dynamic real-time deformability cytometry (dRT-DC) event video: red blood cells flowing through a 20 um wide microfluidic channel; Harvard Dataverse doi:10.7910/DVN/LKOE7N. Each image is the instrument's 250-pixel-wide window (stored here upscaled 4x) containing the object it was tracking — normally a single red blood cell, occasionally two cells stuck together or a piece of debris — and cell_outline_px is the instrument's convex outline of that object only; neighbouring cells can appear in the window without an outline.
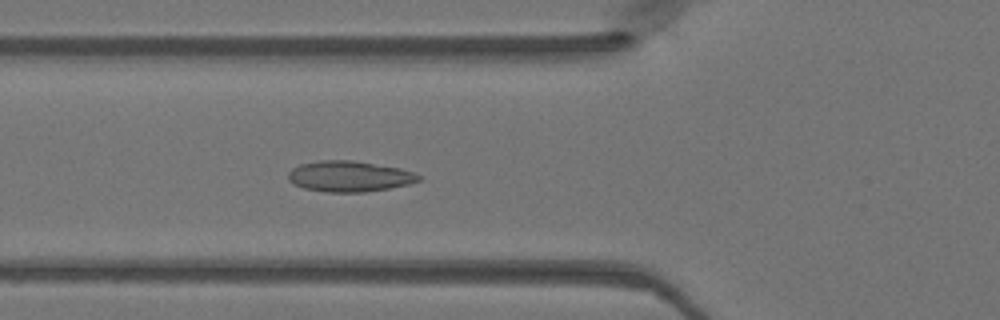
{"species": "Egyptian fruit bat (a non-hibernating species)", "species_latin": "Rousettus aegyptiacus", "temperature_condition": "warm", "stored_images_in_passage": 37, "camera_frame_rate_fps": 3000, "um_per_image_px": 0.085, "animal": {"sex": "female"}, "frame": {"image": 1, "passage_image": 8, "time_ms": 2.333, "image_size_px": [1000, 320], "cell_outline_px": [[424, 176], [420, 180], [408, 184], [388, 188], [364, 192], [324, 192], [304, 188], [288, 180], [288, 172], [292, 168], [300, 164], [320, 160], [352, 160], [400, 168], [416, 172]], "centroid_in_image_um": [29.72, 14.98], "position_along_channel_um": 96.1, "area_um2": 23.47}}
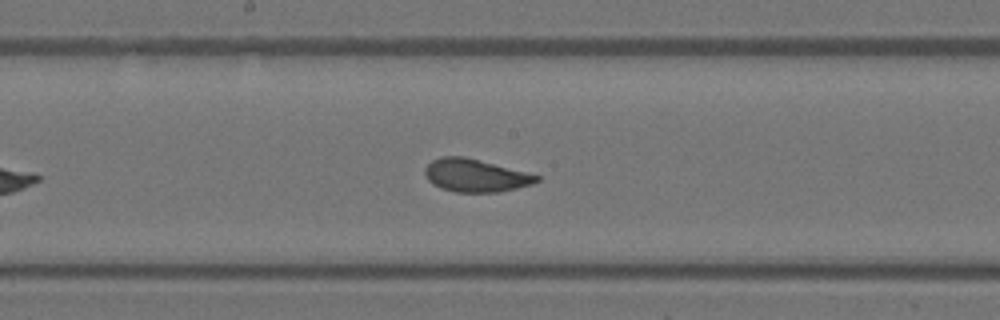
{"frame": {"image": 2, "passage_image": 16, "time_ms": 5.0, "image_size_px": [1000, 320], "cell_outline_px": [[540, 180], [532, 184], [500, 192], [456, 192], [440, 188], [432, 184], [428, 180], [424, 172], [424, 168], [432, 160], [440, 156], [464, 156], [540, 176]], "centroid_in_image_um": [40.37, 14.92], "position_along_channel_um": 207.8, "area_um2": 21.27}}
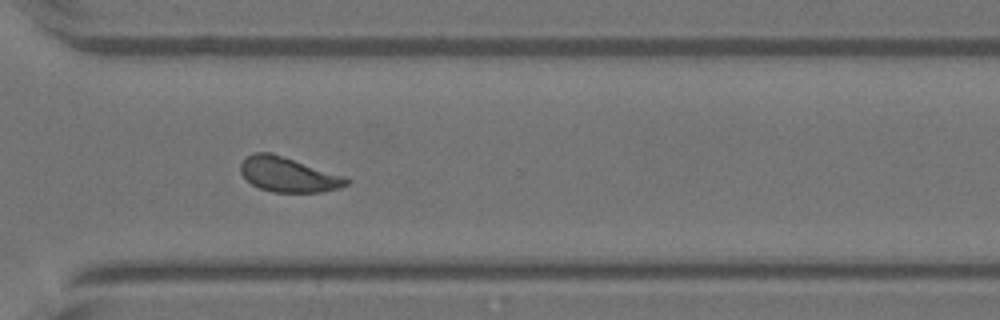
{"frame": {"image": 3, "passage_image": 26, "time_ms": 8.333, "image_size_px": [1000, 320], "cell_outline_px": [[352, 180], [348, 184], [340, 188], [320, 192], [272, 192], [260, 188], [252, 184], [240, 172], [240, 164], [252, 152], [272, 152], [348, 176]], "centroid_in_image_um": [24.57, 14.83], "position_along_channel_um": 346.0, "area_um2": 21.85}}